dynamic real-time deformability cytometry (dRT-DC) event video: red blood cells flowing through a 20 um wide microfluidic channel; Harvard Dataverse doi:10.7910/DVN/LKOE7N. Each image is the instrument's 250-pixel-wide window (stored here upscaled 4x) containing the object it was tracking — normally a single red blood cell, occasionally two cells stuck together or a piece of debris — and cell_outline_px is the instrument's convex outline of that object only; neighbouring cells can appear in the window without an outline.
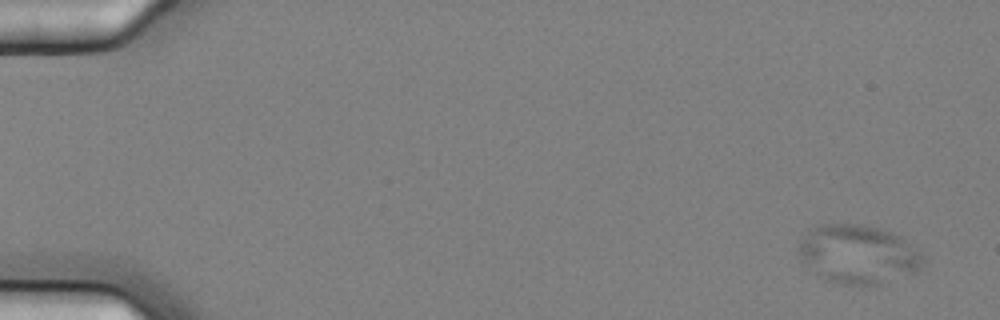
{"species": "common noctule bat (a hibernating species)", "species_latin": "Nyctalus noctula", "temperature_condition": "cold", "stored_images_in_passage": 15, "camera_frame_rate_fps": 3000, "um_per_image_px": 0.085, "animal": {"sex": "female", "body_mass_g": 25.1}, "frame": {"image": 1, "passage_image": 1, "time_ms": 0.0, "image_size_px": [1000, 320], "cell_outline_px": [[924, 260], [912, 272], [880, 284], [860, 288], [840, 284], [824, 280], [800, 260], [796, 248], [800, 240], [808, 228], [820, 224], [860, 224], [880, 228], [892, 232], [900, 236]], "centroid_in_image_um": [72.8, 21.62], "position_along_channel_um": 12.2, "area_um2": 42.71}}
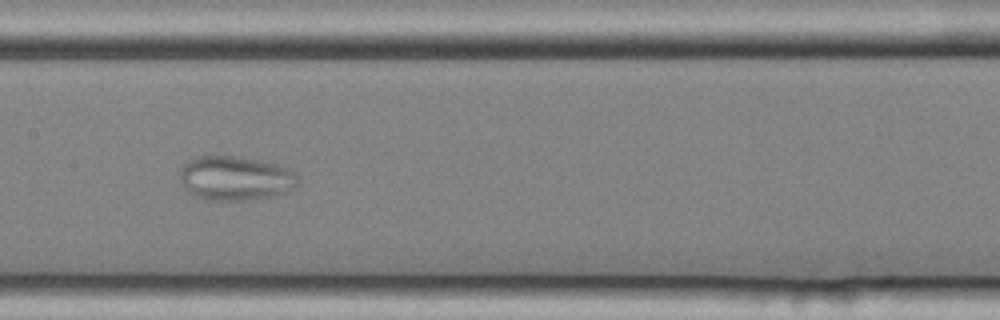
{"frame": {"image": 2, "passage_image": 8, "time_ms": 2.333, "image_size_px": [1000, 320], "cell_outline_px": [[296, 184], [288, 192], [272, 196], [240, 200], [212, 200], [192, 196], [184, 188], [180, 180], [180, 168], [188, 160], [196, 156], [240, 156], [260, 160], [276, 164], [288, 168], [296, 176]], "centroid_in_image_um": [19.95, 15.14], "position_along_channel_um": 187.5, "area_um2": 30.46}}
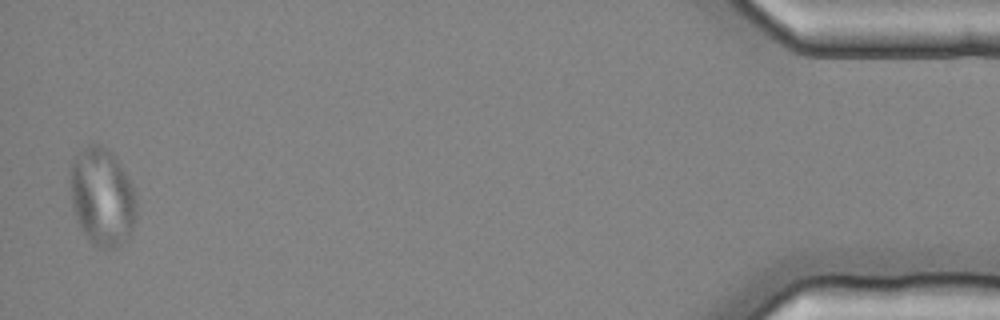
{"frame": {"image": 3, "passage_image": 15, "time_ms": 4.667, "image_size_px": [1000, 320], "cell_outline_px": [[136, 216], [132, 232], [116, 248], [96, 248], [92, 244], [80, 228], [72, 204], [68, 180], [72, 156], [80, 148], [88, 144], [96, 144], [108, 148], [116, 156], [132, 184], [136, 196]], "centroid_in_image_um": [8.65, 16.69], "position_along_channel_um": 426.5, "area_um2": 38.67}}